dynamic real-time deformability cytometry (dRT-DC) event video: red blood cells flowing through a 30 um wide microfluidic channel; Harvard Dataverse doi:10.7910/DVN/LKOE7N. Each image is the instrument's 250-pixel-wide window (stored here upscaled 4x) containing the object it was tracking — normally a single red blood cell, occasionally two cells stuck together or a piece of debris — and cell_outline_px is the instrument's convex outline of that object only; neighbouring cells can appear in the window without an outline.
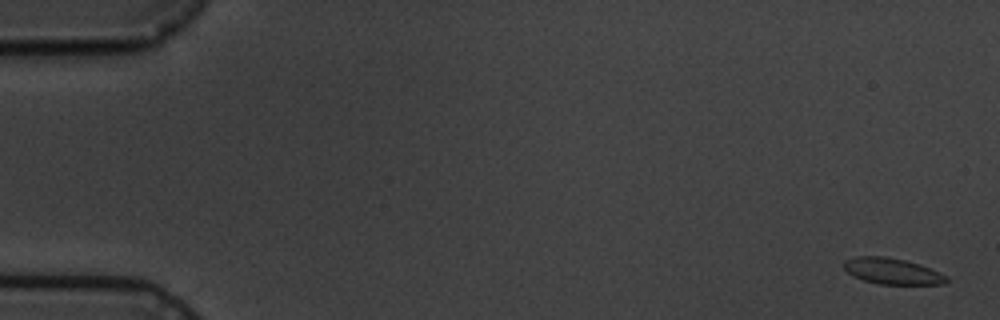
{"species": "common noctule bat (a hibernating species)", "species_latin": "Nyctalus noctula", "temperature_condition": "cold", "stored_images_in_passage": 9, "camera_frame_rate_fps": 3000, "um_per_image_px": 0.085, "animal": {"sex": "male", "body_mass_g": 19.5, "forearm_length_mm": 54.6}, "frame": {"image": 1, "passage_image": 1, "time_ms": 0.0, "image_size_px": [1000, 320], "cell_outline_px": [[948, 280], [944, 284], [880, 284], [864, 280], [852, 276], [844, 268], [844, 260], [856, 256], [884, 256], [904, 260], [920, 264], [940, 272], [948, 276]], "centroid_in_image_um": [75.85, 23.04], "position_along_channel_um": 9.2, "area_um2": 15.61}}
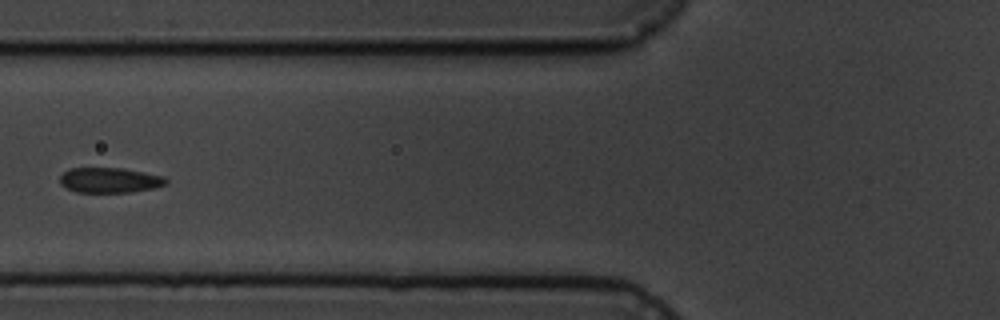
{"frame": {"image": 2, "passage_image": 7, "time_ms": 7.0, "image_size_px": [1000, 320], "cell_outline_px": [[168, 184], [156, 188], [132, 192], [76, 192], [60, 184], [60, 176], [68, 168], [120, 168], [144, 172], [164, 176], [168, 180]], "centroid_in_image_um": [9.36, 15.32], "position_along_channel_um": 116.4, "area_um2": 15.66}}
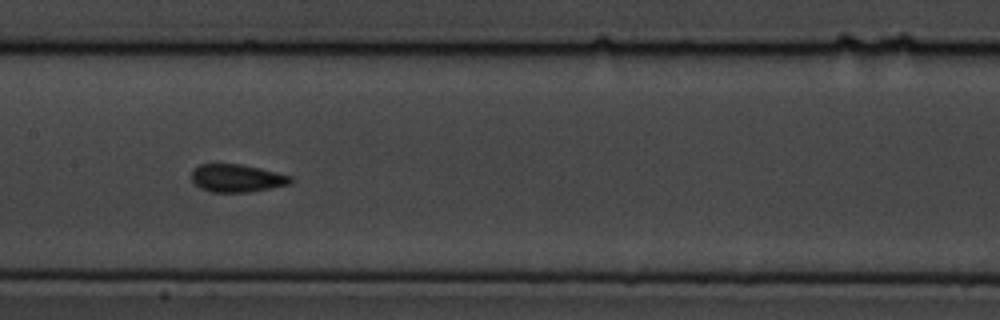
{"frame": {"image": 3, "passage_image": 9, "time_ms": 9.0, "image_size_px": [1000, 320], "cell_outline_px": [[292, 180], [288, 184], [248, 192], [212, 192], [200, 188], [192, 180], [192, 172], [200, 164], [240, 164], [260, 168], [292, 176]], "centroid_in_image_um": [20.12, 15.14], "position_along_channel_um": 187.3, "area_um2": 15.78}}